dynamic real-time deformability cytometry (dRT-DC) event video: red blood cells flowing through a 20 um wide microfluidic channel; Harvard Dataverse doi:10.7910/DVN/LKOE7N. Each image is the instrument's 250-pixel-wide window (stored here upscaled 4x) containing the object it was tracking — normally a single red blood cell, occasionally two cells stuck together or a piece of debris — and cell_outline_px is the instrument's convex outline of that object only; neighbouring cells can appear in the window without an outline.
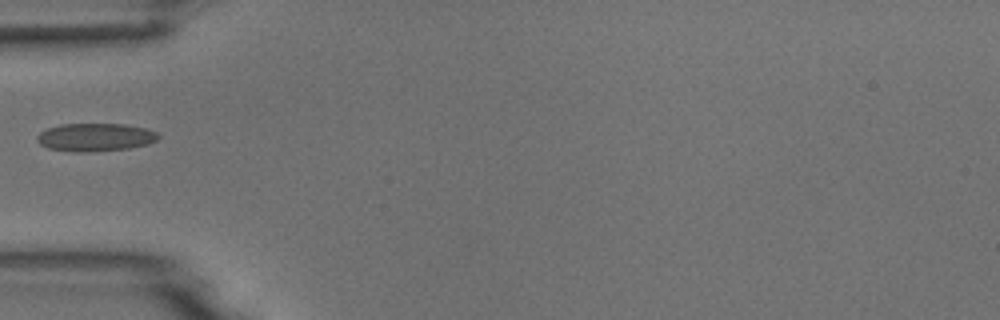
{"species": "common noctule bat (a hibernating species)", "species_latin": "Nyctalus noctula", "temperature_condition": "room temperature", "stored_images_in_passage": 2, "camera_frame_rate_fps": 3000, "um_per_image_px": 0.085, "animal": {"sex": "male", "body_mass_g": 18.8}, "frame": {"image": 1, "passage_image": 1, "time_ms": 0.0, "image_size_px": [1000, 320], "cell_outline_px": [[160, 136], [156, 140], [148, 144], [128, 148], [92, 152], [76, 152], [48, 148], [40, 144], [36, 140], [36, 136], [40, 132], [48, 128], [60, 124], [124, 124], [144, 128], [156, 132]], "centroid_in_image_um": [8.07, 11.67], "position_along_channel_um": 76.9, "area_um2": 19.77}}